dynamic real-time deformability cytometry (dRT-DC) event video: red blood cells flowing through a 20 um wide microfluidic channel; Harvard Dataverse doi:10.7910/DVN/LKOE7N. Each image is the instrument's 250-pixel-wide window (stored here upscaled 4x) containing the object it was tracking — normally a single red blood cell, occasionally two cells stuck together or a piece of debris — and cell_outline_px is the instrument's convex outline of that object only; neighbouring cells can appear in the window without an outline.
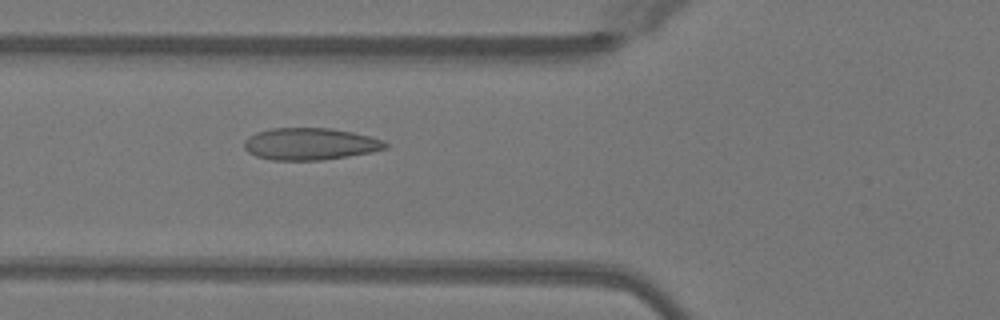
{"species": "Egyptian fruit bat (a non-hibernating species)", "species_latin": "Rousettus aegyptiacus", "temperature_condition": "warm", "stored_images_in_passage": 45, "camera_frame_rate_fps": 3000, "um_per_image_px": 0.085, "animal": {"sex": "female"}, "frame": {"image": 1, "passage_image": 14, "time_ms": 4.333, "image_size_px": [1000, 320], "cell_outline_px": [[388, 148], [372, 152], [324, 160], [272, 160], [256, 156], [248, 152], [244, 148], [244, 140], [248, 136], [256, 132], [272, 128], [332, 128], [352, 132], [384, 140], [388, 144]], "centroid_in_image_um": [26.35, 12.23], "position_along_channel_um": 99.4, "area_um2": 26.47}}
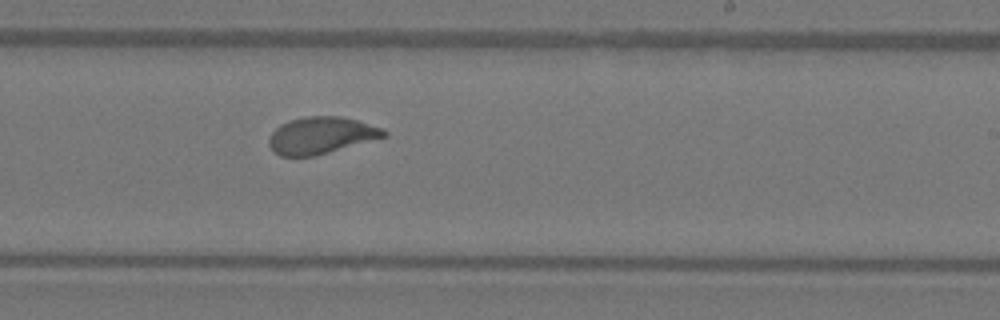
{"frame": {"image": 2, "passage_image": 26, "time_ms": 8.333, "image_size_px": [1000, 320], "cell_outline_px": [[388, 136], [316, 156], [280, 156], [268, 144], [268, 140], [272, 132], [280, 124], [304, 116], [340, 116], [356, 120], [384, 128], [388, 132]], "centroid_in_image_um": [27.33, 11.51], "position_along_channel_um": 261.7, "area_um2": 24.74}}
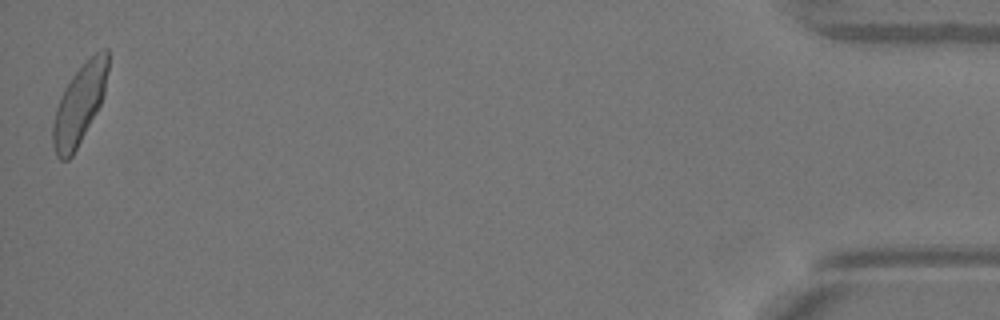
{"frame": {"image": 3, "passage_image": 45, "time_ms": 14.667, "image_size_px": [1000, 320], "cell_outline_px": [[108, 72], [104, 92], [100, 104], [96, 112], [72, 156], [68, 160], [60, 160], [56, 156], [52, 144], [52, 124], [56, 108], [60, 96], [64, 88], [72, 76], [96, 52], [104, 48], [108, 48]], "centroid_in_image_um": [6.73, 8.89], "position_along_channel_um": 428.5, "area_um2": 25.2}, "authors_computed_cell_mechanics": {"area_um2": 25.2008, "velocity_mm_per_s": 4.0566, "shape_relaxation_time_tau1_ms": 3.9645, "shape_relaxation_time_tau2_ms": null, "deformation_change_tau1": 0.1468, "deformation_change_tau2": null}}